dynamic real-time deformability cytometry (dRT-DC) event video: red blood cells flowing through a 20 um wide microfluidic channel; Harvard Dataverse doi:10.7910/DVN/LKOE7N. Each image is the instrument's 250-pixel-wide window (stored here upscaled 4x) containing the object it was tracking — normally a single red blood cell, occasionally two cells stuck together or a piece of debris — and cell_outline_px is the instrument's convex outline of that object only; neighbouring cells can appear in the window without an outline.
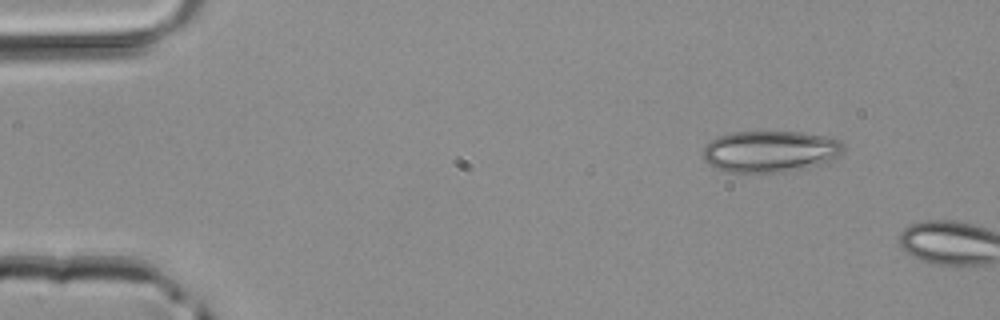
{"species": "common noctule bat (a hibernating species)", "species_latin": "Nyctalus noctula", "temperature_condition": "room temperature", "stored_images_in_passage": 2, "camera_frame_rate_fps": 3000, "um_per_image_px": 0.085, "animal": {"sex": "male", "body_mass_g": 20.4}, "frame": {"image": 1, "passage_image": 1, "time_ms": 0.0, "image_size_px": [1000, 320], "cell_outline_px": [[844, 152], [840, 156], [820, 164], [804, 168], [780, 172], [724, 172], [708, 164], [704, 160], [704, 148], [716, 136], [732, 132], [800, 132], [824, 136], [840, 140], [844, 144]], "centroid_in_image_um": [65.47, 12.87], "position_along_channel_um": 19.5, "area_um2": 33.99}}